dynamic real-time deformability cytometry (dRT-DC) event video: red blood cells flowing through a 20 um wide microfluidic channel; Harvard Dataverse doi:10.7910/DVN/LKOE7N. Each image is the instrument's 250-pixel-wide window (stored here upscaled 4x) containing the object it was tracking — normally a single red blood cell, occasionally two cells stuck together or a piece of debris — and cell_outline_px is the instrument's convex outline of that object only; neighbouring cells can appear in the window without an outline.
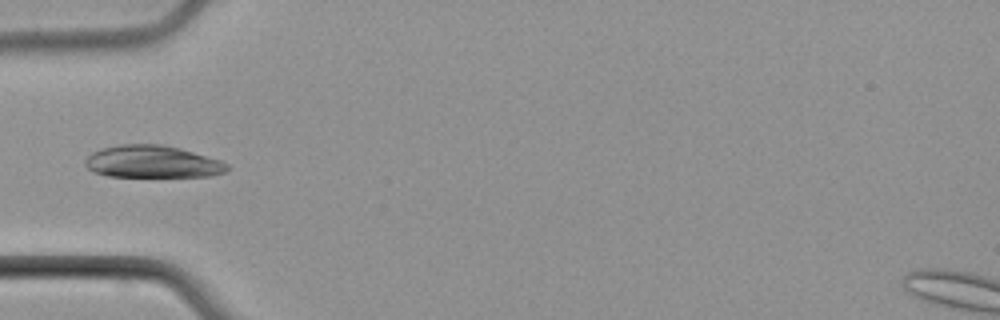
{"species": "common noctule bat (a hibernating species)", "species_latin": "Nyctalus noctula", "temperature_condition": "cold", "stored_images_in_passage": 4, "camera_frame_rate_fps": 3000, "um_per_image_px": 0.085, "animal": {"sex": "male", "body_mass_g": 21.5, "forearm_length_mm": 52.0}, "frame": {"image": 1, "passage_image": 4, "time_ms": 4.333, "image_size_px": [1000, 320], "cell_outline_px": [[228, 168], [224, 172], [208, 176], [108, 176], [92, 172], [84, 164], [84, 160], [92, 152], [100, 148], [120, 144], [160, 144], [180, 148], [220, 160], [228, 164]], "centroid_in_image_um": [12.9, 13.74], "position_along_channel_um": 72.1, "area_um2": 26.65}}